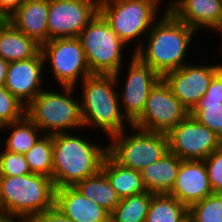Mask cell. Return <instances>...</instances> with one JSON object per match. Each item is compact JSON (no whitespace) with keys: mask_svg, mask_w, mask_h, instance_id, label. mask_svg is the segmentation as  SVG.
<instances>
[{"mask_svg":"<svg viewBox=\"0 0 222 222\" xmlns=\"http://www.w3.org/2000/svg\"><path fill=\"white\" fill-rule=\"evenodd\" d=\"M151 27L142 46L134 53L161 77L187 64L190 44L198 32L178 20L169 10ZM146 40V41H145ZM189 49V50H188Z\"/></svg>","mask_w":222,"mask_h":222,"instance_id":"cell-1","label":"cell"},{"mask_svg":"<svg viewBox=\"0 0 222 222\" xmlns=\"http://www.w3.org/2000/svg\"><path fill=\"white\" fill-rule=\"evenodd\" d=\"M76 132L53 135L52 180L56 189L75 186L86 177L96 174L107 154V145L96 144L94 139Z\"/></svg>","mask_w":222,"mask_h":222,"instance_id":"cell-2","label":"cell"},{"mask_svg":"<svg viewBox=\"0 0 222 222\" xmlns=\"http://www.w3.org/2000/svg\"><path fill=\"white\" fill-rule=\"evenodd\" d=\"M80 106L84 130H101L106 140L131 124L120 109L114 75L92 74L80 82Z\"/></svg>","mask_w":222,"mask_h":222,"instance_id":"cell-3","label":"cell"},{"mask_svg":"<svg viewBox=\"0 0 222 222\" xmlns=\"http://www.w3.org/2000/svg\"><path fill=\"white\" fill-rule=\"evenodd\" d=\"M55 189L44 175L0 176V216L33 219L55 206Z\"/></svg>","mask_w":222,"mask_h":222,"instance_id":"cell-4","label":"cell"},{"mask_svg":"<svg viewBox=\"0 0 222 222\" xmlns=\"http://www.w3.org/2000/svg\"><path fill=\"white\" fill-rule=\"evenodd\" d=\"M165 1L100 0L99 13L109 23L117 36L127 45V48L131 46L129 44L134 42L133 53H135L142 46L143 38L147 36L151 27L163 16L160 13L161 10L163 12L168 10V6L164 4ZM161 2L164 4L162 6L165 9L160 6Z\"/></svg>","mask_w":222,"mask_h":222,"instance_id":"cell-5","label":"cell"},{"mask_svg":"<svg viewBox=\"0 0 222 222\" xmlns=\"http://www.w3.org/2000/svg\"><path fill=\"white\" fill-rule=\"evenodd\" d=\"M59 88L61 91L45 87L26 106L25 115L46 135L84 130L80 97L74 96L79 94L77 88Z\"/></svg>","mask_w":222,"mask_h":222,"instance_id":"cell-6","label":"cell"},{"mask_svg":"<svg viewBox=\"0 0 222 222\" xmlns=\"http://www.w3.org/2000/svg\"><path fill=\"white\" fill-rule=\"evenodd\" d=\"M78 38L91 74L114 75L124 65L127 45L100 13L80 32Z\"/></svg>","mask_w":222,"mask_h":222,"instance_id":"cell-7","label":"cell"},{"mask_svg":"<svg viewBox=\"0 0 222 222\" xmlns=\"http://www.w3.org/2000/svg\"><path fill=\"white\" fill-rule=\"evenodd\" d=\"M107 140V153L118 164L139 172L169 152L166 133L148 132L133 125Z\"/></svg>","mask_w":222,"mask_h":222,"instance_id":"cell-8","label":"cell"},{"mask_svg":"<svg viewBox=\"0 0 222 222\" xmlns=\"http://www.w3.org/2000/svg\"><path fill=\"white\" fill-rule=\"evenodd\" d=\"M41 53L58 87L78 88V83L92 75L78 37L50 39L41 45Z\"/></svg>","mask_w":222,"mask_h":222,"instance_id":"cell-9","label":"cell"},{"mask_svg":"<svg viewBox=\"0 0 222 222\" xmlns=\"http://www.w3.org/2000/svg\"><path fill=\"white\" fill-rule=\"evenodd\" d=\"M130 54L126 62L129 63L126 64L127 75H122L125 67H121L114 77L120 109L123 116L132 125L142 115L151 89L162 77L149 65L143 63L134 53ZM121 75L124 80L121 79ZM120 83L123 84H121L123 87H120Z\"/></svg>","mask_w":222,"mask_h":222,"instance_id":"cell-10","label":"cell"},{"mask_svg":"<svg viewBox=\"0 0 222 222\" xmlns=\"http://www.w3.org/2000/svg\"><path fill=\"white\" fill-rule=\"evenodd\" d=\"M188 114L161 78L151 89L142 115L132 125L144 131L167 134Z\"/></svg>","mask_w":222,"mask_h":222,"instance_id":"cell-11","label":"cell"},{"mask_svg":"<svg viewBox=\"0 0 222 222\" xmlns=\"http://www.w3.org/2000/svg\"><path fill=\"white\" fill-rule=\"evenodd\" d=\"M169 152L181 160H204L222 145V139L188 114L167 133Z\"/></svg>","mask_w":222,"mask_h":222,"instance_id":"cell-12","label":"cell"},{"mask_svg":"<svg viewBox=\"0 0 222 222\" xmlns=\"http://www.w3.org/2000/svg\"><path fill=\"white\" fill-rule=\"evenodd\" d=\"M99 2L100 0H49V40L78 37L99 13Z\"/></svg>","mask_w":222,"mask_h":222,"instance_id":"cell-13","label":"cell"},{"mask_svg":"<svg viewBox=\"0 0 222 222\" xmlns=\"http://www.w3.org/2000/svg\"><path fill=\"white\" fill-rule=\"evenodd\" d=\"M201 64L187 63L162 76L172 93L189 112L205 95L212 78L221 70L220 63Z\"/></svg>","mask_w":222,"mask_h":222,"instance_id":"cell-14","label":"cell"},{"mask_svg":"<svg viewBox=\"0 0 222 222\" xmlns=\"http://www.w3.org/2000/svg\"><path fill=\"white\" fill-rule=\"evenodd\" d=\"M44 63L41 51L30 59L9 63L4 86L25 106L45 89L43 85L48 76L44 77V72L48 66Z\"/></svg>","mask_w":222,"mask_h":222,"instance_id":"cell-15","label":"cell"},{"mask_svg":"<svg viewBox=\"0 0 222 222\" xmlns=\"http://www.w3.org/2000/svg\"><path fill=\"white\" fill-rule=\"evenodd\" d=\"M169 195L189 207L213 194L204 160H181Z\"/></svg>","mask_w":222,"mask_h":222,"instance_id":"cell-16","label":"cell"},{"mask_svg":"<svg viewBox=\"0 0 222 222\" xmlns=\"http://www.w3.org/2000/svg\"><path fill=\"white\" fill-rule=\"evenodd\" d=\"M168 10L197 32L209 31L222 16V0H166Z\"/></svg>","mask_w":222,"mask_h":222,"instance_id":"cell-17","label":"cell"},{"mask_svg":"<svg viewBox=\"0 0 222 222\" xmlns=\"http://www.w3.org/2000/svg\"><path fill=\"white\" fill-rule=\"evenodd\" d=\"M55 207L73 222H108L110 213L75 186L55 189Z\"/></svg>","mask_w":222,"mask_h":222,"instance_id":"cell-18","label":"cell"},{"mask_svg":"<svg viewBox=\"0 0 222 222\" xmlns=\"http://www.w3.org/2000/svg\"><path fill=\"white\" fill-rule=\"evenodd\" d=\"M48 10L49 0H26L7 20L42 45L49 41Z\"/></svg>","mask_w":222,"mask_h":222,"instance_id":"cell-19","label":"cell"},{"mask_svg":"<svg viewBox=\"0 0 222 222\" xmlns=\"http://www.w3.org/2000/svg\"><path fill=\"white\" fill-rule=\"evenodd\" d=\"M41 51V45L19 31L7 19H0V57L7 62L27 60Z\"/></svg>","mask_w":222,"mask_h":222,"instance_id":"cell-20","label":"cell"},{"mask_svg":"<svg viewBox=\"0 0 222 222\" xmlns=\"http://www.w3.org/2000/svg\"><path fill=\"white\" fill-rule=\"evenodd\" d=\"M181 159L166 153L160 160L148 165L141 171L142 181L147 191L154 194H168L174 186Z\"/></svg>","mask_w":222,"mask_h":222,"instance_id":"cell-21","label":"cell"},{"mask_svg":"<svg viewBox=\"0 0 222 222\" xmlns=\"http://www.w3.org/2000/svg\"><path fill=\"white\" fill-rule=\"evenodd\" d=\"M101 170L120 199L147 191L142 181L141 172L118 164L108 153L103 160Z\"/></svg>","mask_w":222,"mask_h":222,"instance_id":"cell-22","label":"cell"},{"mask_svg":"<svg viewBox=\"0 0 222 222\" xmlns=\"http://www.w3.org/2000/svg\"><path fill=\"white\" fill-rule=\"evenodd\" d=\"M6 131L7 134H9L8 137L3 136V138L0 139L1 147L4 150L20 153L22 155L30 150L37 140L43 135L39 127L26 115L17 122L0 127V134L1 132L4 133ZM4 137L6 138L4 139Z\"/></svg>","mask_w":222,"mask_h":222,"instance_id":"cell-23","label":"cell"},{"mask_svg":"<svg viewBox=\"0 0 222 222\" xmlns=\"http://www.w3.org/2000/svg\"><path fill=\"white\" fill-rule=\"evenodd\" d=\"M75 187L89 200L111 213L121 201L115 189L111 186L105 173L100 169L96 174L86 177Z\"/></svg>","mask_w":222,"mask_h":222,"instance_id":"cell-24","label":"cell"},{"mask_svg":"<svg viewBox=\"0 0 222 222\" xmlns=\"http://www.w3.org/2000/svg\"><path fill=\"white\" fill-rule=\"evenodd\" d=\"M188 217V207L175 197L153 194L145 222H183Z\"/></svg>","mask_w":222,"mask_h":222,"instance_id":"cell-25","label":"cell"},{"mask_svg":"<svg viewBox=\"0 0 222 222\" xmlns=\"http://www.w3.org/2000/svg\"><path fill=\"white\" fill-rule=\"evenodd\" d=\"M149 191L121 199L110 213L114 222H145L152 195Z\"/></svg>","mask_w":222,"mask_h":222,"instance_id":"cell-26","label":"cell"},{"mask_svg":"<svg viewBox=\"0 0 222 222\" xmlns=\"http://www.w3.org/2000/svg\"><path fill=\"white\" fill-rule=\"evenodd\" d=\"M24 156L31 173L52 178L53 135L43 134Z\"/></svg>","mask_w":222,"mask_h":222,"instance_id":"cell-27","label":"cell"},{"mask_svg":"<svg viewBox=\"0 0 222 222\" xmlns=\"http://www.w3.org/2000/svg\"><path fill=\"white\" fill-rule=\"evenodd\" d=\"M190 222H222V194L213 193L188 207Z\"/></svg>","mask_w":222,"mask_h":222,"instance_id":"cell-28","label":"cell"},{"mask_svg":"<svg viewBox=\"0 0 222 222\" xmlns=\"http://www.w3.org/2000/svg\"><path fill=\"white\" fill-rule=\"evenodd\" d=\"M189 114L222 139V102H207L201 98Z\"/></svg>","mask_w":222,"mask_h":222,"instance_id":"cell-29","label":"cell"},{"mask_svg":"<svg viewBox=\"0 0 222 222\" xmlns=\"http://www.w3.org/2000/svg\"><path fill=\"white\" fill-rule=\"evenodd\" d=\"M26 106L0 85V127L17 122L25 116Z\"/></svg>","mask_w":222,"mask_h":222,"instance_id":"cell-30","label":"cell"},{"mask_svg":"<svg viewBox=\"0 0 222 222\" xmlns=\"http://www.w3.org/2000/svg\"><path fill=\"white\" fill-rule=\"evenodd\" d=\"M30 173L24 155L4 150L0 145V176H22Z\"/></svg>","mask_w":222,"mask_h":222,"instance_id":"cell-31","label":"cell"},{"mask_svg":"<svg viewBox=\"0 0 222 222\" xmlns=\"http://www.w3.org/2000/svg\"><path fill=\"white\" fill-rule=\"evenodd\" d=\"M213 193L222 194V145L204 159Z\"/></svg>","mask_w":222,"mask_h":222,"instance_id":"cell-32","label":"cell"},{"mask_svg":"<svg viewBox=\"0 0 222 222\" xmlns=\"http://www.w3.org/2000/svg\"><path fill=\"white\" fill-rule=\"evenodd\" d=\"M202 98L207 102H222V70L212 78V81Z\"/></svg>","mask_w":222,"mask_h":222,"instance_id":"cell-33","label":"cell"},{"mask_svg":"<svg viewBox=\"0 0 222 222\" xmlns=\"http://www.w3.org/2000/svg\"><path fill=\"white\" fill-rule=\"evenodd\" d=\"M33 222H73L67 218L57 207H53L33 218Z\"/></svg>","mask_w":222,"mask_h":222,"instance_id":"cell-34","label":"cell"},{"mask_svg":"<svg viewBox=\"0 0 222 222\" xmlns=\"http://www.w3.org/2000/svg\"><path fill=\"white\" fill-rule=\"evenodd\" d=\"M26 0H0V19H7Z\"/></svg>","mask_w":222,"mask_h":222,"instance_id":"cell-35","label":"cell"},{"mask_svg":"<svg viewBox=\"0 0 222 222\" xmlns=\"http://www.w3.org/2000/svg\"><path fill=\"white\" fill-rule=\"evenodd\" d=\"M9 62L0 57V85H5Z\"/></svg>","mask_w":222,"mask_h":222,"instance_id":"cell-36","label":"cell"},{"mask_svg":"<svg viewBox=\"0 0 222 222\" xmlns=\"http://www.w3.org/2000/svg\"><path fill=\"white\" fill-rule=\"evenodd\" d=\"M0 222H33L32 218L4 217L0 216Z\"/></svg>","mask_w":222,"mask_h":222,"instance_id":"cell-37","label":"cell"},{"mask_svg":"<svg viewBox=\"0 0 222 222\" xmlns=\"http://www.w3.org/2000/svg\"><path fill=\"white\" fill-rule=\"evenodd\" d=\"M212 33H217V34H220V38L222 39V16L221 18L219 19L218 23L211 29ZM216 31V32H215ZM220 32V33H218ZM221 48H222V45H221ZM219 49L222 51V49Z\"/></svg>","mask_w":222,"mask_h":222,"instance_id":"cell-38","label":"cell"},{"mask_svg":"<svg viewBox=\"0 0 222 222\" xmlns=\"http://www.w3.org/2000/svg\"><path fill=\"white\" fill-rule=\"evenodd\" d=\"M220 54H222V52L220 53ZM222 56V55H221ZM222 58V57H221ZM219 63H220V68H221V70H222V61L220 62L219 61Z\"/></svg>","mask_w":222,"mask_h":222,"instance_id":"cell-39","label":"cell"},{"mask_svg":"<svg viewBox=\"0 0 222 222\" xmlns=\"http://www.w3.org/2000/svg\"><path fill=\"white\" fill-rule=\"evenodd\" d=\"M183 222H190V219L187 217Z\"/></svg>","mask_w":222,"mask_h":222,"instance_id":"cell-40","label":"cell"}]
</instances>
